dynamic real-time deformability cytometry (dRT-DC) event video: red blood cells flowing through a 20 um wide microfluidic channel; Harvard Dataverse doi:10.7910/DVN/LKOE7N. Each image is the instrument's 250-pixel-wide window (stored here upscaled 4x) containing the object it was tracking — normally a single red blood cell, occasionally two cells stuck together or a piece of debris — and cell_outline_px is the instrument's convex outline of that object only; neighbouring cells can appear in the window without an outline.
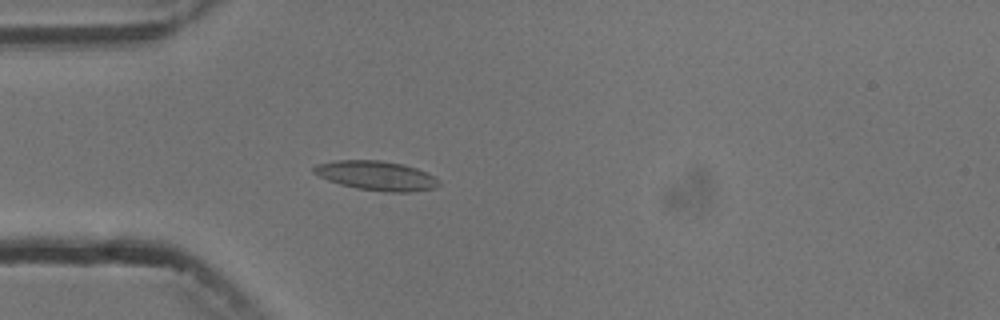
{"species": "common noctule bat (a hibernating species)", "species_latin": "Nyctalus noctula", "temperature_condition": "cold", "stored_images_in_passage": 4, "camera_frame_rate_fps": 3000, "um_per_image_px": 0.085, "animal": {"sex": "male", "body_mass_g": 13.3}, "frame": {"image": 1, "passage_image": 4, "time_ms": 3.667, "image_size_px": [1000, 320], "cell_outline_px": [[440, 184], [432, 188], [412, 192], [388, 192], [356, 188], [340, 184], [328, 180], [312, 172], [312, 168], [316, 164], [336, 160], [380, 160], [404, 164], [416, 168], [436, 176], [440, 180]], "centroid_in_image_um": [32.0, 14.92], "position_along_channel_um": 53.0, "area_um2": 21.5}}